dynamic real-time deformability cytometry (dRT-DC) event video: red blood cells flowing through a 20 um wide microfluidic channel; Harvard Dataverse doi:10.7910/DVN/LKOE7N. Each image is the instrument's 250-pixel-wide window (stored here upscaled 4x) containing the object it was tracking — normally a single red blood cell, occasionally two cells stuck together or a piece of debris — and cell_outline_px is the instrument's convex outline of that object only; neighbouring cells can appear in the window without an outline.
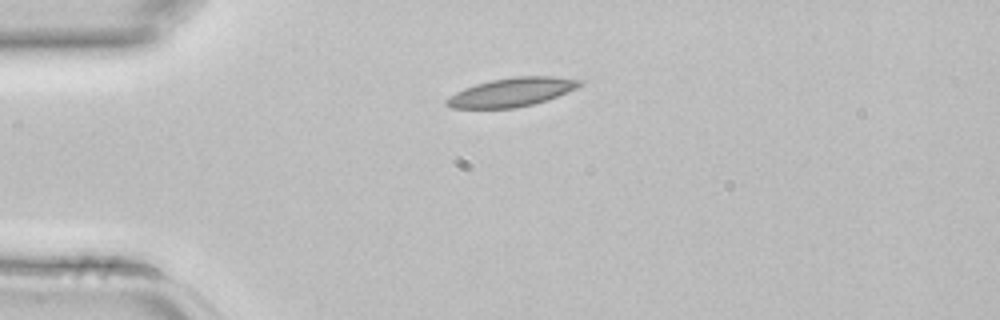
{"species": "common noctule bat (a hibernating species)", "species_latin": "Nyctalus noctula", "temperature_condition": "room temperature", "stored_images_in_passage": 2, "camera_frame_rate_fps": 3000, "um_per_image_px": 0.085, "animal": {"sex": "female", "body_mass_g": 22.7, "forearm_length_mm": 54.2}, "frame": {"image": 1, "passage_image": 1, "time_ms": 0.0, "image_size_px": [1000, 320], "cell_outline_px": [[584, 84], [576, 88], [548, 100], [516, 108], [452, 108], [444, 104], [444, 100], [448, 96], [464, 88], [476, 84], [492, 80], [516, 76], [552, 76], [584, 80]], "centroid_in_image_um": [43.5, 7.83], "position_along_channel_um": 41.5, "area_um2": 22.37}}
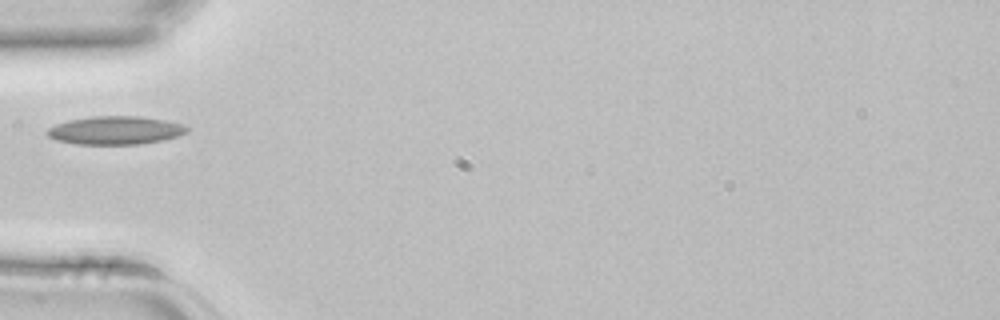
{"frame": {"image": 2, "passage_image": 2, "time_ms": 0.333, "image_size_px": [1000, 320], "cell_outline_px": [[188, 132], [180, 136], [140, 144], [76, 144], [56, 140], [48, 136], [44, 132], [48, 128], [56, 124], [68, 120], [92, 116], [140, 116], [164, 120], [180, 124], [188, 128]], "centroid_in_image_um": [9.77, 11.08], "position_along_channel_um": 75.2, "area_um2": 23.0}}